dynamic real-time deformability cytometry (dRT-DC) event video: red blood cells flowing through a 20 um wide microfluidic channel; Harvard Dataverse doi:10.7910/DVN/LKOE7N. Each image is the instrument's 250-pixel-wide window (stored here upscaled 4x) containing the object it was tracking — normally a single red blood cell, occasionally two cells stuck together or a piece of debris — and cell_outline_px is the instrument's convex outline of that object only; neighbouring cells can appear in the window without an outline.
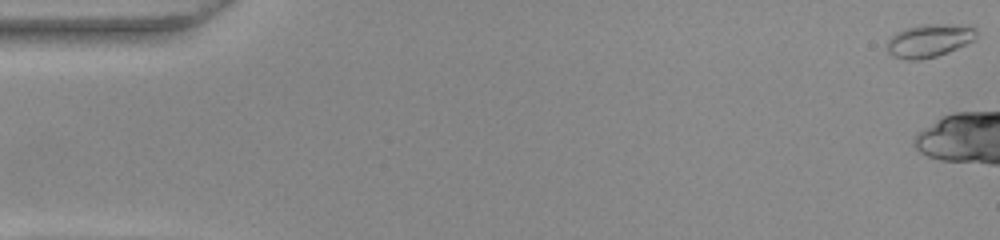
{"species": "common noctule bat (a hibernating species)", "species_latin": "Nyctalus noctula", "temperature_condition": "warm", "stored_images_in_passage": 6, "camera_frame_rate_fps": 3000, "um_per_image_px": 0.085, "animal": {"sex": "female", "body_mass_g": 22.0, "forearm_length_mm": 56.7}, "frame": {"image": 1, "passage_image": 1, "time_ms": 0.0, "image_size_px": [1000, 240], "cell_outline_px": [[976, 40], [968, 44], [948, 52], [936, 56], [920, 60], [904, 60], [892, 56], [884, 48], [884, 44], [896, 32], [904, 28], [920, 24], [944, 24], [972, 28], [976, 32]], "centroid_in_image_um": [78.9, 3.48], "position_along_channel_um": 6.1, "area_um2": 17.4}}